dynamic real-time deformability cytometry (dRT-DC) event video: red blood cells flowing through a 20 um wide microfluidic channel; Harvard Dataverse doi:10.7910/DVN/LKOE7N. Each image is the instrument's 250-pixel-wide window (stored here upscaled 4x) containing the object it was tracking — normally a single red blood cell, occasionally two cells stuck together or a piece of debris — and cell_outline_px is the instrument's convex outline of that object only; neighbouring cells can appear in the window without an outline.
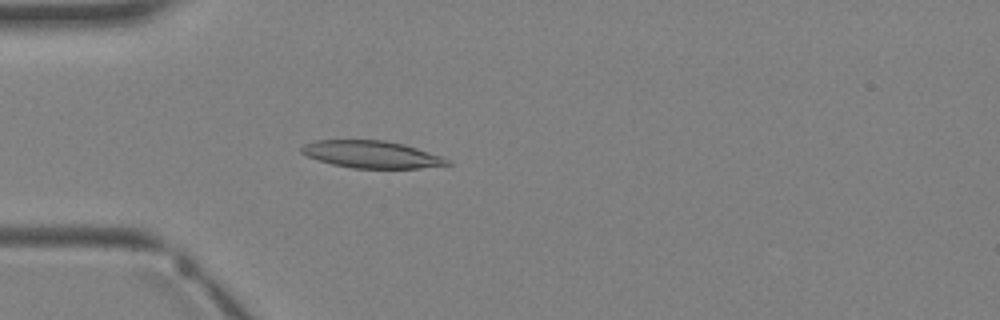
{"species": "Egyptian fruit bat (a non-hibernating species)", "species_latin": "Rousettus aegyptiacus", "temperature_condition": "warm", "stored_images_in_passage": 2, "camera_frame_rate_fps": 3000, "um_per_image_px": 0.085, "animal": {"sex": "female"}, "frame": {"image": 1, "passage_image": 2, "time_ms": 2.0, "image_size_px": [1000, 320], "cell_outline_px": [[452, 164], [420, 168], [352, 168], [332, 164], [308, 156], [300, 152], [300, 148], [304, 144], [312, 140], [384, 140], [404, 144], [444, 156]], "centroid_in_image_um": [31.59, 13.12], "position_along_channel_um": 53.4, "area_um2": 23.18}}